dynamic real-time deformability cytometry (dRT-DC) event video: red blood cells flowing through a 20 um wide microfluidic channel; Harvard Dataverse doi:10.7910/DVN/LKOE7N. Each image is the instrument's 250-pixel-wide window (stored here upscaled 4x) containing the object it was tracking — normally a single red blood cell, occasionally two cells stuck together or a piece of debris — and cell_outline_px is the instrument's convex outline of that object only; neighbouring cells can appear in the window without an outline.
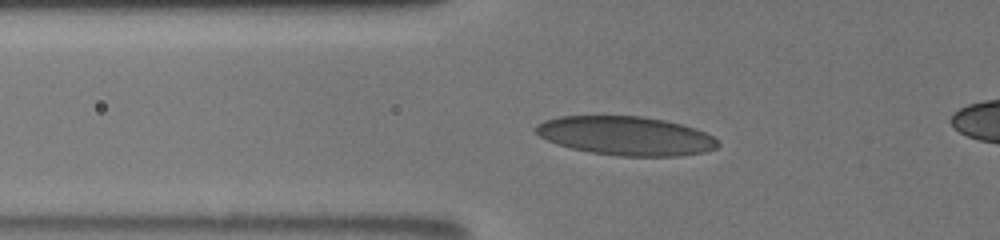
{"species": "human", "species_latin": "Homo sapiens", "temperature_condition": "room temperature", "stored_images_in_passage": 14, "camera_frame_rate_fps": 3000, "um_per_image_px": 0.085, "donor": {"sex": "male"}, "frame": {"image": 1, "passage_image": 12, "time_ms": 4.667, "image_size_px": [1000, 240], "cell_outline_px": [[720, 144], [716, 148], [704, 152], [680, 156], [620, 156], [592, 152], [572, 148], [556, 144], [540, 136], [532, 128], [536, 124], [544, 120], [560, 116], [644, 116], [664, 120], [680, 124], [704, 132], [712, 136]], "centroid_in_image_um": [53.17, 11.54], "position_along_channel_um": 72.6, "area_um2": 41.15}}